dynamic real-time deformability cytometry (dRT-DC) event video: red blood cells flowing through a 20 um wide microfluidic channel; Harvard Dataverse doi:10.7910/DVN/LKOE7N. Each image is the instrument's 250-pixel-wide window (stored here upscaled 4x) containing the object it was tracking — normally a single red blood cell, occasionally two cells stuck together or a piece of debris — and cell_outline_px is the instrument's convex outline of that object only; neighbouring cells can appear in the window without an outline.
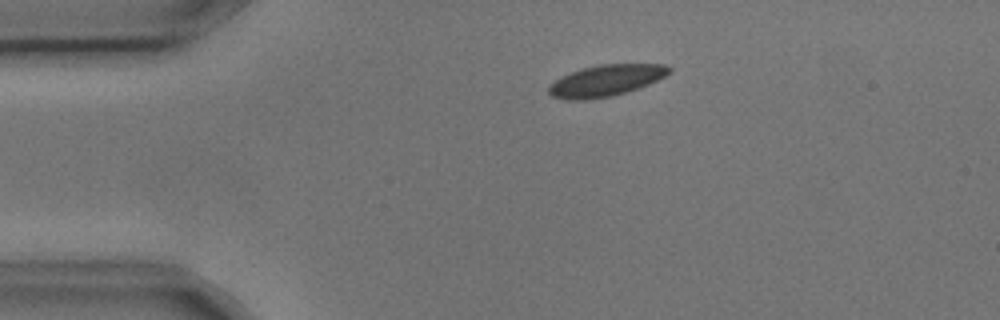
{"species": "common noctule bat (a hibernating species)", "species_latin": "Nyctalus noctula", "temperature_condition": "cold", "stored_images_in_passage": 3, "camera_frame_rate_fps": 3000, "um_per_image_px": 0.085, "animal": {"sex": "male", "body_mass_g": 17.9, "forearm_length_mm": 54.2}, "frame": {"image": 1, "passage_image": 1, "time_ms": 0.0, "image_size_px": [1000, 320], "cell_outline_px": [[672, 72], [648, 84], [612, 96], [584, 100], [564, 100], [552, 96], [548, 92], [548, 84], [560, 76], [584, 68], [600, 64], [664, 64], [672, 68]], "centroid_in_image_um": [51.46, 6.85], "position_along_channel_um": 33.5, "area_um2": 21.96}}
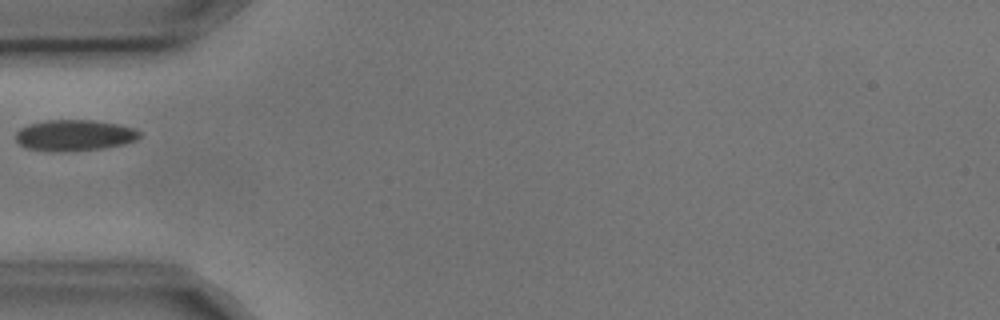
{"frame": {"image": 2, "passage_image": 3, "time_ms": 0.667, "image_size_px": [1000, 320], "cell_outline_px": [[140, 136], [136, 140], [124, 144], [104, 148], [52, 152], [24, 148], [16, 140], [16, 132], [20, 128], [28, 124], [48, 120], [92, 120], [116, 124], [136, 128], [140, 132]], "centroid_in_image_um": [6.31, 11.5], "position_along_channel_um": 78.7, "area_um2": 22.48}}